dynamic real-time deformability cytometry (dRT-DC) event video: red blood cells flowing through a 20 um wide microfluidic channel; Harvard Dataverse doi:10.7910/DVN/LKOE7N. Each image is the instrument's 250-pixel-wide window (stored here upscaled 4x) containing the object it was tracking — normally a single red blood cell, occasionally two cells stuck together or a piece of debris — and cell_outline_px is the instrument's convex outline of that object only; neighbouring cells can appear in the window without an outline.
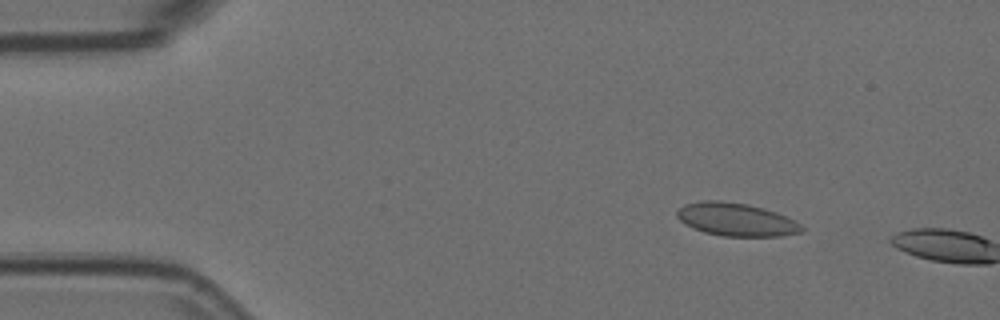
{"species": "Egyptian fruit bat (a non-hibernating species)", "species_latin": "Rousettus aegyptiacus", "temperature_condition": "room temperature", "stored_images_in_passage": 8, "camera_frame_rate_fps": 3000, "um_per_image_px": 0.085, "animal": {"sex": "female"}, "frame": {"image": 1, "passage_image": 7, "time_ms": 2.0, "image_size_px": [1000, 320], "cell_outline_px": [[804, 232], [780, 236], [720, 236], [704, 232], [692, 228], [680, 220], [676, 216], [676, 212], [684, 204], [700, 200], [720, 200], [748, 204], [764, 208], [776, 212], [800, 224], [804, 228]], "centroid_in_image_um": [62.55, 18.65], "position_along_channel_um": 22.5, "area_um2": 24.1}}